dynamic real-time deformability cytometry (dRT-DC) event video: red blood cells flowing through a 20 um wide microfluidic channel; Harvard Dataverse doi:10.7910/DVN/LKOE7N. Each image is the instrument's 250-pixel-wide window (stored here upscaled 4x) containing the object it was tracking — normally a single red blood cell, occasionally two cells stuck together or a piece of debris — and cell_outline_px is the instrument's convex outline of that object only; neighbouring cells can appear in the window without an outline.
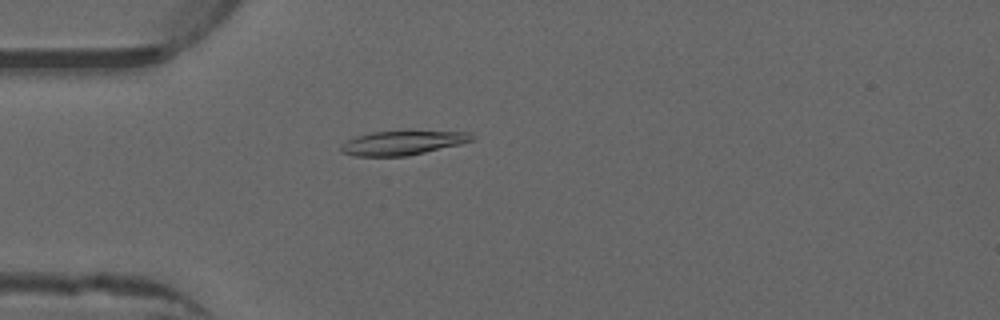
{"species": "common noctule bat (a hibernating species)", "species_latin": "Nyctalus noctula", "temperature_condition": "warm", "stored_images_in_passage": 52, "camera_frame_rate_fps": 3000, "um_per_image_px": 0.085, "animal": {"sex": "male", "forearm_length_mm": 52.5}, "frame": {"image": 1, "passage_image": 15, "time_ms": 4.667, "image_size_px": [1000, 320], "cell_outline_px": [[476, 136], [472, 140], [460, 144], [408, 156], [352, 156], [340, 152], [340, 148], [348, 140], [356, 136], [372, 132], [468, 132]], "centroid_in_image_um": [34.19, 12.16], "position_along_channel_um": 50.8, "area_um2": 18.03}}
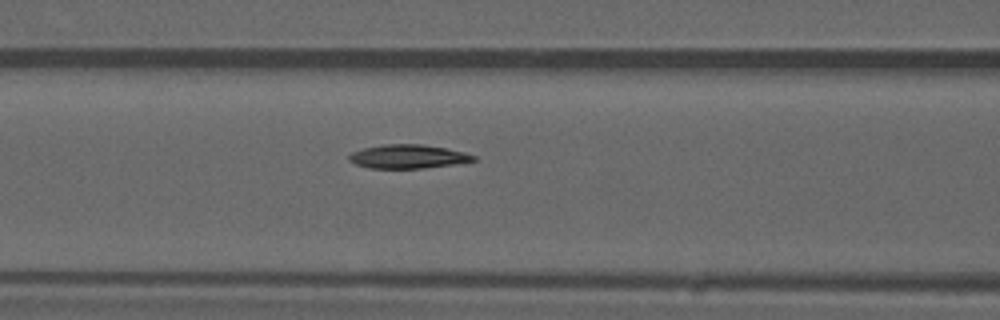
{"frame": {"image": 2, "passage_image": 22, "time_ms": 7.0, "image_size_px": [1000, 320], "cell_outline_px": [[476, 160], [452, 164], [420, 168], [368, 168], [356, 164], [348, 160], [348, 156], [352, 152], [364, 148], [384, 144], [424, 144], [464, 152], [476, 156]], "centroid_in_image_um": [34.64, 13.3], "position_along_channel_um": 132.0, "area_um2": 17.05}}
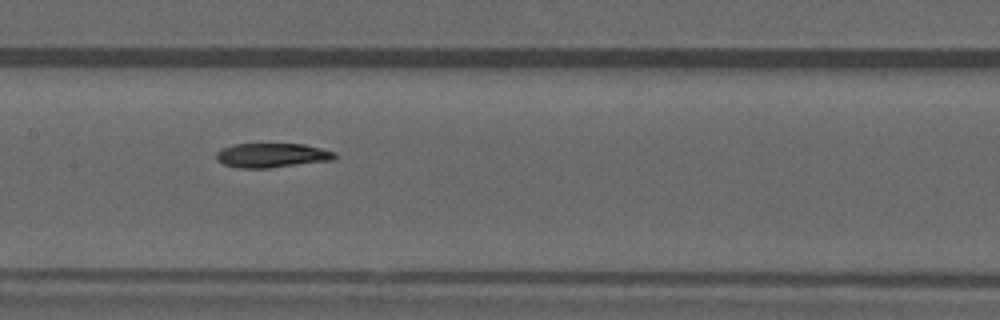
{"frame": {"image": 3, "passage_image": 26, "time_ms": 8.333, "image_size_px": [1000, 320], "cell_outline_px": [[336, 156], [332, 160], [268, 168], [240, 168], [224, 164], [216, 160], [216, 152], [220, 148], [232, 144], [304, 144], [336, 152]], "centroid_in_image_um": [23.07, 13.2], "position_along_channel_um": 184.3, "area_um2": 16.82}}